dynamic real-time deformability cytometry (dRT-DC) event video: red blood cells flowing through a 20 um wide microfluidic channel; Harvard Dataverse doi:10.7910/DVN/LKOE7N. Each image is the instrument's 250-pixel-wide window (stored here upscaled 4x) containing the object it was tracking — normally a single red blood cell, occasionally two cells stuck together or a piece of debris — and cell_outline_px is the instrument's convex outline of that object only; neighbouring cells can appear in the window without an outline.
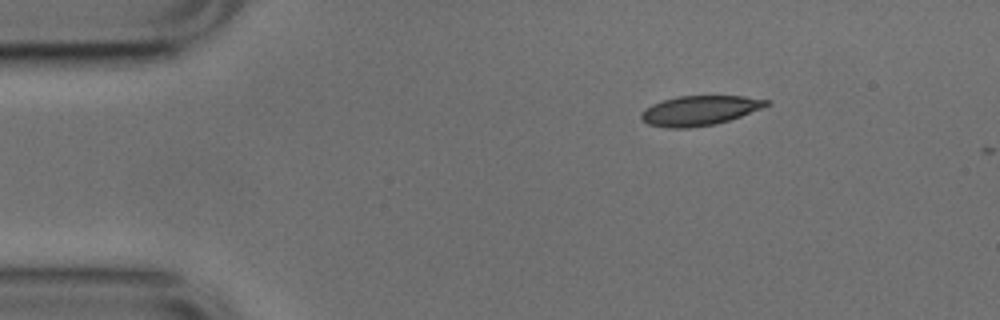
{"species": "common noctule bat (a hibernating species)", "species_latin": "Nyctalus noctula", "temperature_condition": "cold", "stored_images_in_passage": 5, "camera_frame_rate_fps": 3000, "um_per_image_px": 0.085, "animal": {"sex": "male", "body_mass_g": 17.9, "forearm_length_mm": 54.2}, "frame": {"image": 1, "passage_image": 1, "time_ms": 0.0, "image_size_px": [1000, 320], "cell_outline_px": [[772, 104], [740, 116], [716, 124], [688, 128], [668, 128], [648, 124], [640, 116], [640, 112], [644, 108], [652, 104], [676, 96], [744, 96], [768, 100]], "centroid_in_image_um": [59.45, 9.39], "position_along_channel_um": 25.6, "area_um2": 21.62}}